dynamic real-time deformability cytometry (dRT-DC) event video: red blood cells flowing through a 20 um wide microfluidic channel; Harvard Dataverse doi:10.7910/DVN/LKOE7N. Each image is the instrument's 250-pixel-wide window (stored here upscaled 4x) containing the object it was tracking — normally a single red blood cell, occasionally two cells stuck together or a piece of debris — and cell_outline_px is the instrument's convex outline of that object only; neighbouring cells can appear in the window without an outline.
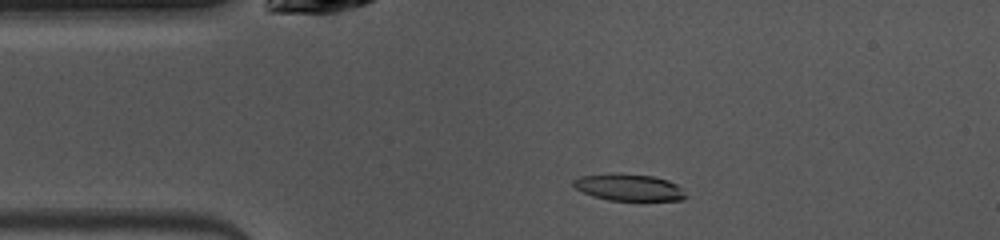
{"species": "common noctule bat (a hibernating species)", "species_latin": "Nyctalus noctula", "temperature_condition": "warm", "stored_images_in_passage": 47, "camera_frame_rate_fps": 3000, "um_per_image_px": 0.085, "animal": {"sex": "female", "body_mass_g": 10.0, "forearm_length_mm": 53.1}, "frame": {"image": 1, "passage_image": 8, "time_ms": 2.333, "image_size_px": [1000, 240], "cell_outline_px": [[688, 196], [680, 200], [608, 200], [592, 196], [576, 188], [572, 184], [572, 180], [580, 176], [612, 172], [652, 176], [668, 180], [676, 184]], "centroid_in_image_um": [53.41, 15.91], "position_along_channel_um": 31.6, "area_um2": 17.57}}
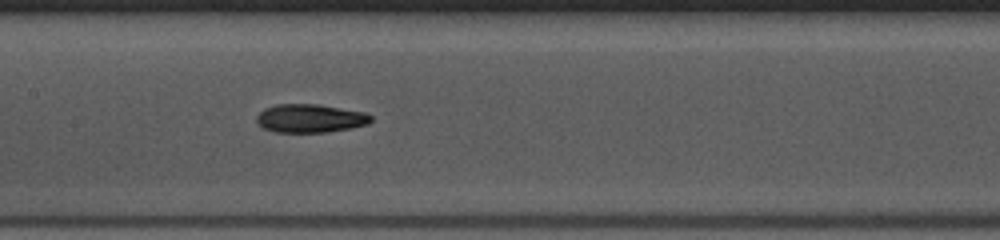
{"frame": {"image": 2, "passage_image": 21, "time_ms": 6.667, "image_size_px": [1000, 240], "cell_outline_px": [[372, 120], [368, 124], [352, 128], [328, 132], [276, 132], [264, 128], [256, 124], [256, 116], [264, 108], [276, 104], [320, 104], [368, 112], [372, 116]], "centroid_in_image_um": [26.39, 10.05], "position_along_channel_um": 181.0, "area_um2": 19.31}}
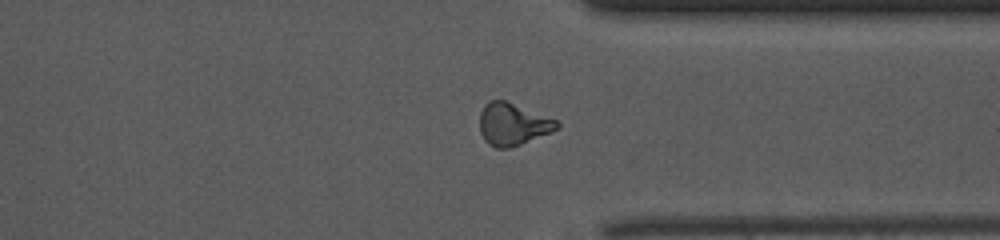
{"frame": {"image": 3, "passage_image": 35, "time_ms": 11.333, "image_size_px": [1000, 240], "cell_outline_px": [[560, 128], [552, 132], [520, 144], [508, 148], [496, 148], [488, 144], [484, 140], [480, 132], [480, 112], [484, 104], [488, 100], [504, 100], [556, 120], [560, 124]], "centroid_in_image_um": [43.56, 10.56], "position_along_channel_um": 367.8, "area_um2": 18.9}, "authors_computed_cell_mechanics": {"area_um2": 18.785, "velocity_mm_per_s": 4.0516, "shape_relaxation_time_tau1_ms": 3.882, "shape_relaxation_time_tau2_ms": 4.6662, "deformation_change_tau1": 0.1532, "deformation_change_tau2": 0.1373}}